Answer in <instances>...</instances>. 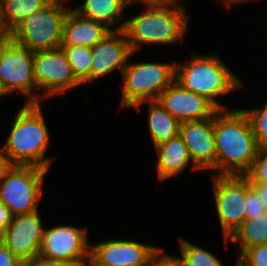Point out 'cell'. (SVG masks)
Listing matches in <instances>:
<instances>
[{"mask_svg": "<svg viewBox=\"0 0 267 266\" xmlns=\"http://www.w3.org/2000/svg\"><path fill=\"white\" fill-rule=\"evenodd\" d=\"M145 7L141 14L125 18L122 30L133 53L143 45H173L185 39L189 15L180 1L135 0Z\"/></svg>", "mask_w": 267, "mask_h": 266, "instance_id": "obj_1", "label": "cell"}, {"mask_svg": "<svg viewBox=\"0 0 267 266\" xmlns=\"http://www.w3.org/2000/svg\"><path fill=\"white\" fill-rule=\"evenodd\" d=\"M216 175H244L258 147L247 114L242 109H219L213 116Z\"/></svg>", "mask_w": 267, "mask_h": 266, "instance_id": "obj_2", "label": "cell"}, {"mask_svg": "<svg viewBox=\"0 0 267 266\" xmlns=\"http://www.w3.org/2000/svg\"><path fill=\"white\" fill-rule=\"evenodd\" d=\"M41 104H25L17 112L3 151L13 165H33L46 170L52 158L46 157L50 134Z\"/></svg>", "mask_w": 267, "mask_h": 266, "instance_id": "obj_3", "label": "cell"}, {"mask_svg": "<svg viewBox=\"0 0 267 266\" xmlns=\"http://www.w3.org/2000/svg\"><path fill=\"white\" fill-rule=\"evenodd\" d=\"M175 81L184 89L206 97L218 109H228L216 99L244 88V83L215 53L192 54L184 64L175 62Z\"/></svg>", "mask_w": 267, "mask_h": 266, "instance_id": "obj_4", "label": "cell"}, {"mask_svg": "<svg viewBox=\"0 0 267 266\" xmlns=\"http://www.w3.org/2000/svg\"><path fill=\"white\" fill-rule=\"evenodd\" d=\"M70 1L51 0L46 6L25 18L13 31L17 44L32 52L61 48L62 27L71 8Z\"/></svg>", "mask_w": 267, "mask_h": 266, "instance_id": "obj_5", "label": "cell"}, {"mask_svg": "<svg viewBox=\"0 0 267 266\" xmlns=\"http://www.w3.org/2000/svg\"><path fill=\"white\" fill-rule=\"evenodd\" d=\"M120 75L123 81L120 108H132L137 103L159 98L161 92L175 80V61H128Z\"/></svg>", "mask_w": 267, "mask_h": 266, "instance_id": "obj_6", "label": "cell"}, {"mask_svg": "<svg viewBox=\"0 0 267 266\" xmlns=\"http://www.w3.org/2000/svg\"><path fill=\"white\" fill-rule=\"evenodd\" d=\"M49 171L33 165H13L0 180V202L13 216L37 211Z\"/></svg>", "mask_w": 267, "mask_h": 266, "instance_id": "obj_7", "label": "cell"}, {"mask_svg": "<svg viewBox=\"0 0 267 266\" xmlns=\"http://www.w3.org/2000/svg\"><path fill=\"white\" fill-rule=\"evenodd\" d=\"M215 208L225 244L245 220L247 178L244 175L212 174Z\"/></svg>", "mask_w": 267, "mask_h": 266, "instance_id": "obj_8", "label": "cell"}, {"mask_svg": "<svg viewBox=\"0 0 267 266\" xmlns=\"http://www.w3.org/2000/svg\"><path fill=\"white\" fill-rule=\"evenodd\" d=\"M87 236V228L84 227L56 225L45 228L39 256L70 266H87L91 248Z\"/></svg>", "mask_w": 267, "mask_h": 266, "instance_id": "obj_9", "label": "cell"}, {"mask_svg": "<svg viewBox=\"0 0 267 266\" xmlns=\"http://www.w3.org/2000/svg\"><path fill=\"white\" fill-rule=\"evenodd\" d=\"M34 52L13 42L5 51L0 61V93L2 96L15 93L23 94L25 104H39L40 94L37 89L34 69ZM35 89V90H34Z\"/></svg>", "mask_w": 267, "mask_h": 266, "instance_id": "obj_10", "label": "cell"}, {"mask_svg": "<svg viewBox=\"0 0 267 266\" xmlns=\"http://www.w3.org/2000/svg\"><path fill=\"white\" fill-rule=\"evenodd\" d=\"M33 69L36 87L43 90L40 93V103L82 86L73 75L62 48L34 52Z\"/></svg>", "mask_w": 267, "mask_h": 266, "instance_id": "obj_11", "label": "cell"}, {"mask_svg": "<svg viewBox=\"0 0 267 266\" xmlns=\"http://www.w3.org/2000/svg\"><path fill=\"white\" fill-rule=\"evenodd\" d=\"M161 247L131 239L101 241L90 248V266H148Z\"/></svg>", "mask_w": 267, "mask_h": 266, "instance_id": "obj_12", "label": "cell"}, {"mask_svg": "<svg viewBox=\"0 0 267 266\" xmlns=\"http://www.w3.org/2000/svg\"><path fill=\"white\" fill-rule=\"evenodd\" d=\"M44 230L39 210L15 215L4 230L1 241L24 262L39 256Z\"/></svg>", "mask_w": 267, "mask_h": 266, "instance_id": "obj_13", "label": "cell"}, {"mask_svg": "<svg viewBox=\"0 0 267 266\" xmlns=\"http://www.w3.org/2000/svg\"><path fill=\"white\" fill-rule=\"evenodd\" d=\"M157 100L180 123L212 118L219 110L206 97L184 89L175 80L161 92Z\"/></svg>", "mask_w": 267, "mask_h": 266, "instance_id": "obj_14", "label": "cell"}, {"mask_svg": "<svg viewBox=\"0 0 267 266\" xmlns=\"http://www.w3.org/2000/svg\"><path fill=\"white\" fill-rule=\"evenodd\" d=\"M91 51V82L104 78L115 70L122 73L129 58L135 55L122 29L111 30Z\"/></svg>", "mask_w": 267, "mask_h": 266, "instance_id": "obj_15", "label": "cell"}, {"mask_svg": "<svg viewBox=\"0 0 267 266\" xmlns=\"http://www.w3.org/2000/svg\"><path fill=\"white\" fill-rule=\"evenodd\" d=\"M179 135L187 145L193 165L200 171L213 170L216 172L213 117L198 121L182 122Z\"/></svg>", "mask_w": 267, "mask_h": 266, "instance_id": "obj_16", "label": "cell"}, {"mask_svg": "<svg viewBox=\"0 0 267 266\" xmlns=\"http://www.w3.org/2000/svg\"><path fill=\"white\" fill-rule=\"evenodd\" d=\"M111 30L106 24L84 18L70 8L65 16L62 27L61 46L92 48Z\"/></svg>", "mask_w": 267, "mask_h": 266, "instance_id": "obj_17", "label": "cell"}, {"mask_svg": "<svg viewBox=\"0 0 267 266\" xmlns=\"http://www.w3.org/2000/svg\"><path fill=\"white\" fill-rule=\"evenodd\" d=\"M154 149L158 155L156 170L160 182L183 173L190 164L193 171H199L193 165L187 145L180 135L158 144Z\"/></svg>", "mask_w": 267, "mask_h": 266, "instance_id": "obj_18", "label": "cell"}, {"mask_svg": "<svg viewBox=\"0 0 267 266\" xmlns=\"http://www.w3.org/2000/svg\"><path fill=\"white\" fill-rule=\"evenodd\" d=\"M134 4L135 0H84L72 9L84 18L102 22L112 30H120L124 26L125 10Z\"/></svg>", "mask_w": 267, "mask_h": 266, "instance_id": "obj_19", "label": "cell"}, {"mask_svg": "<svg viewBox=\"0 0 267 266\" xmlns=\"http://www.w3.org/2000/svg\"><path fill=\"white\" fill-rule=\"evenodd\" d=\"M148 103V132L153 146L169 141L179 135L180 122L167 111L158 100L143 101L132 108L140 111L141 105Z\"/></svg>", "mask_w": 267, "mask_h": 266, "instance_id": "obj_20", "label": "cell"}, {"mask_svg": "<svg viewBox=\"0 0 267 266\" xmlns=\"http://www.w3.org/2000/svg\"><path fill=\"white\" fill-rule=\"evenodd\" d=\"M51 0H0V28L13 31L25 18Z\"/></svg>", "mask_w": 267, "mask_h": 266, "instance_id": "obj_21", "label": "cell"}, {"mask_svg": "<svg viewBox=\"0 0 267 266\" xmlns=\"http://www.w3.org/2000/svg\"><path fill=\"white\" fill-rule=\"evenodd\" d=\"M228 240L239 244L237 258L248 248L267 244V212L254 219L244 220Z\"/></svg>", "mask_w": 267, "mask_h": 266, "instance_id": "obj_22", "label": "cell"}, {"mask_svg": "<svg viewBox=\"0 0 267 266\" xmlns=\"http://www.w3.org/2000/svg\"><path fill=\"white\" fill-rule=\"evenodd\" d=\"M66 53L71 70L77 81L84 86L91 82L92 51L90 47L61 46Z\"/></svg>", "mask_w": 267, "mask_h": 266, "instance_id": "obj_23", "label": "cell"}, {"mask_svg": "<svg viewBox=\"0 0 267 266\" xmlns=\"http://www.w3.org/2000/svg\"><path fill=\"white\" fill-rule=\"evenodd\" d=\"M180 257L183 266H223L222 261L208 250L179 237ZM221 261V262H220Z\"/></svg>", "mask_w": 267, "mask_h": 266, "instance_id": "obj_24", "label": "cell"}, {"mask_svg": "<svg viewBox=\"0 0 267 266\" xmlns=\"http://www.w3.org/2000/svg\"><path fill=\"white\" fill-rule=\"evenodd\" d=\"M247 114L258 149L267 148V102L256 108L243 109Z\"/></svg>", "mask_w": 267, "mask_h": 266, "instance_id": "obj_25", "label": "cell"}, {"mask_svg": "<svg viewBox=\"0 0 267 266\" xmlns=\"http://www.w3.org/2000/svg\"><path fill=\"white\" fill-rule=\"evenodd\" d=\"M250 183L267 184V150L259 149L250 169L244 174Z\"/></svg>", "mask_w": 267, "mask_h": 266, "instance_id": "obj_26", "label": "cell"}, {"mask_svg": "<svg viewBox=\"0 0 267 266\" xmlns=\"http://www.w3.org/2000/svg\"><path fill=\"white\" fill-rule=\"evenodd\" d=\"M236 262L241 266H267V244L246 249Z\"/></svg>", "mask_w": 267, "mask_h": 266, "instance_id": "obj_27", "label": "cell"}, {"mask_svg": "<svg viewBox=\"0 0 267 266\" xmlns=\"http://www.w3.org/2000/svg\"><path fill=\"white\" fill-rule=\"evenodd\" d=\"M245 220H251L267 212L262 198L258 196L256 191L251 187L250 182L247 179V195L245 202Z\"/></svg>", "mask_w": 267, "mask_h": 266, "instance_id": "obj_28", "label": "cell"}, {"mask_svg": "<svg viewBox=\"0 0 267 266\" xmlns=\"http://www.w3.org/2000/svg\"><path fill=\"white\" fill-rule=\"evenodd\" d=\"M163 248L152 258L148 266H183L176 255H167Z\"/></svg>", "mask_w": 267, "mask_h": 266, "instance_id": "obj_29", "label": "cell"}, {"mask_svg": "<svg viewBox=\"0 0 267 266\" xmlns=\"http://www.w3.org/2000/svg\"><path fill=\"white\" fill-rule=\"evenodd\" d=\"M22 264L23 262L0 240V266H22Z\"/></svg>", "mask_w": 267, "mask_h": 266, "instance_id": "obj_30", "label": "cell"}, {"mask_svg": "<svg viewBox=\"0 0 267 266\" xmlns=\"http://www.w3.org/2000/svg\"><path fill=\"white\" fill-rule=\"evenodd\" d=\"M22 266H70L66 263L49 260L41 256L33 257L32 259L23 262Z\"/></svg>", "mask_w": 267, "mask_h": 266, "instance_id": "obj_31", "label": "cell"}, {"mask_svg": "<svg viewBox=\"0 0 267 266\" xmlns=\"http://www.w3.org/2000/svg\"><path fill=\"white\" fill-rule=\"evenodd\" d=\"M14 42L13 33L11 31L0 28V61L2 60L7 48Z\"/></svg>", "mask_w": 267, "mask_h": 266, "instance_id": "obj_32", "label": "cell"}, {"mask_svg": "<svg viewBox=\"0 0 267 266\" xmlns=\"http://www.w3.org/2000/svg\"><path fill=\"white\" fill-rule=\"evenodd\" d=\"M12 217L13 215L11 214L10 210L2 202H0V240L4 230L12 220Z\"/></svg>", "mask_w": 267, "mask_h": 266, "instance_id": "obj_33", "label": "cell"}, {"mask_svg": "<svg viewBox=\"0 0 267 266\" xmlns=\"http://www.w3.org/2000/svg\"><path fill=\"white\" fill-rule=\"evenodd\" d=\"M13 166L10 162L8 156L3 151V148L0 149V180L4 177L7 171Z\"/></svg>", "mask_w": 267, "mask_h": 266, "instance_id": "obj_34", "label": "cell"}, {"mask_svg": "<svg viewBox=\"0 0 267 266\" xmlns=\"http://www.w3.org/2000/svg\"><path fill=\"white\" fill-rule=\"evenodd\" d=\"M251 187L256 191L258 196L262 198V201L267 209V184L262 183H250Z\"/></svg>", "mask_w": 267, "mask_h": 266, "instance_id": "obj_35", "label": "cell"}, {"mask_svg": "<svg viewBox=\"0 0 267 266\" xmlns=\"http://www.w3.org/2000/svg\"><path fill=\"white\" fill-rule=\"evenodd\" d=\"M223 1L225 4V6H227V8H229L228 10L231 9V7H233L234 5L236 6V4H244L245 2H252V1H256V0H221Z\"/></svg>", "mask_w": 267, "mask_h": 266, "instance_id": "obj_36", "label": "cell"}, {"mask_svg": "<svg viewBox=\"0 0 267 266\" xmlns=\"http://www.w3.org/2000/svg\"><path fill=\"white\" fill-rule=\"evenodd\" d=\"M160 1H180V2H182L181 0H160Z\"/></svg>", "mask_w": 267, "mask_h": 266, "instance_id": "obj_37", "label": "cell"}]
</instances>
